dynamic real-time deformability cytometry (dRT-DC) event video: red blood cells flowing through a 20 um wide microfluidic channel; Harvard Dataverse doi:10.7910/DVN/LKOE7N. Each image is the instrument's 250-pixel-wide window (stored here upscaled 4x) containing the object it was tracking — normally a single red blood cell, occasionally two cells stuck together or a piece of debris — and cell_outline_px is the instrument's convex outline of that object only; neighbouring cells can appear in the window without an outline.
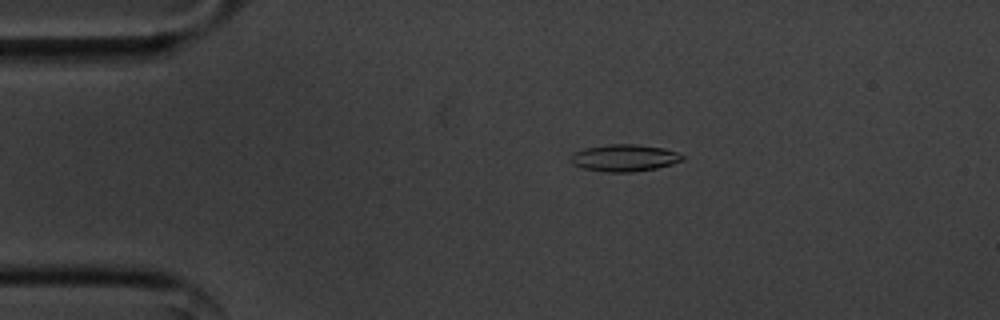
{"species": "common noctule bat (a hibernating species)", "species_latin": "Nyctalus noctula", "temperature_condition": "cold", "stored_images_in_passage": 48, "camera_frame_rate_fps": 3000, "um_per_image_px": 0.085, "animal": {"sex": "male", "body_mass_g": 20.1, "forearm_length_mm": 53.5}, "frame": {"image": 1, "passage_image": 3, "time_ms": 0.667, "image_size_px": [1000, 320], "cell_outline_px": [[684, 160], [672, 164], [656, 168], [632, 172], [608, 172], [580, 168], [572, 164], [568, 160], [572, 152], [588, 148], [608, 144], [636, 144], [664, 148], [676, 152], [684, 156]], "centroid_in_image_um": [53.03, 13.42], "position_along_channel_um": 32.0, "area_um2": 17.69}}
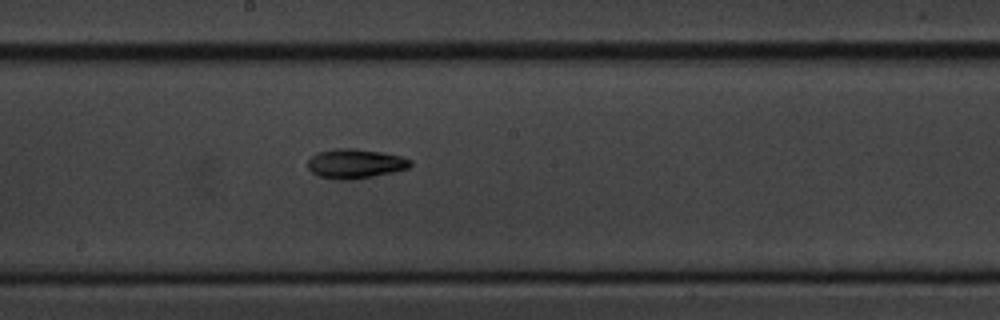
{"frame": {"image": 2, "passage_image": 22, "time_ms": 7.0, "image_size_px": [1000, 320], "cell_outline_px": [[412, 164], [408, 168], [392, 172], [352, 180], [340, 180], [320, 176], [312, 172], [308, 168], [308, 160], [312, 156], [320, 152], [336, 148], [352, 148], [380, 152], [400, 156], [412, 160]], "centroid_in_image_um": [30.2, 13.91], "position_along_channel_um": 218.0, "area_um2": 17.4}}
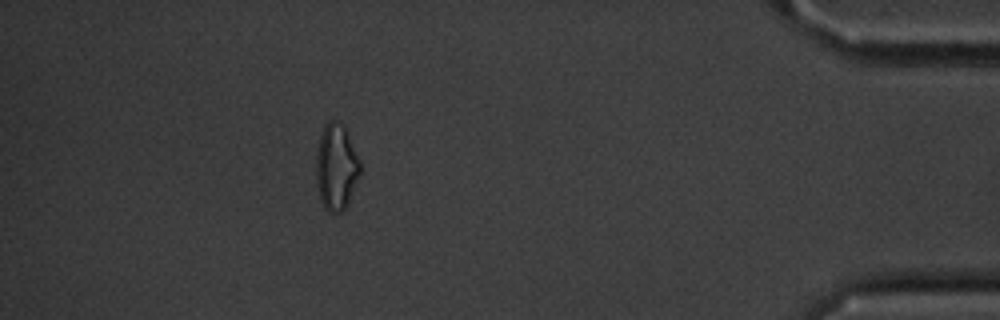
{"frame": {"image": 3, "passage_image": 42, "time_ms": 13.667, "image_size_px": [1000, 320], "cell_outline_px": [[360, 172], [348, 204], [340, 212], [328, 212], [324, 208], [320, 200], [316, 184], [316, 156], [320, 136], [324, 124], [328, 120], [336, 120], [344, 124], [348, 132], [360, 160]], "centroid_in_image_um": [28.57, 14.17], "position_along_channel_um": 406.6, "area_um2": 22.37}, "authors_computed_cell_mechanics": {"area_um2": 17.4267, "velocity_mm_per_s": 3.5933, "shape_relaxation_time_tau1_ms": 3.8478, "shape_relaxation_time_tau2_ms": null, "deformation_change_tau1": 0.1268, "deformation_change_tau2": null}}